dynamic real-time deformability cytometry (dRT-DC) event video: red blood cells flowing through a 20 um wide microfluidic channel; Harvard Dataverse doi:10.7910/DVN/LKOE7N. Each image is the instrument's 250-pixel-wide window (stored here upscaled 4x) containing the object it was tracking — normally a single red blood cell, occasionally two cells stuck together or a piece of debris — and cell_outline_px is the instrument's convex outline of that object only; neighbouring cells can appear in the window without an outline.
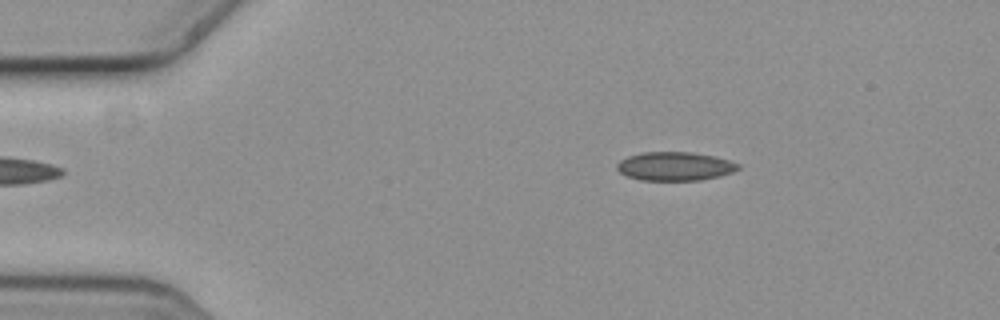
{"species": "common noctule bat (a hibernating species)", "species_latin": "Nyctalus noctula", "temperature_condition": "cold", "stored_images_in_passage": 3, "camera_frame_rate_fps": 3000, "um_per_image_px": 0.085, "animal": {"sex": "female", "body_mass_g": 19.3, "forearm_length_mm": 54.1}, "frame": {"image": 1, "passage_image": 3, "time_ms": 0.667, "image_size_px": [1000, 320], "cell_outline_px": [[740, 168], [732, 172], [700, 180], [640, 180], [628, 176], [620, 172], [616, 168], [616, 164], [620, 160], [628, 156], [640, 152], [692, 152], [716, 156], [740, 164]], "centroid_in_image_um": [57.35, 14.12], "position_along_channel_um": 27.7, "area_um2": 20.23}}